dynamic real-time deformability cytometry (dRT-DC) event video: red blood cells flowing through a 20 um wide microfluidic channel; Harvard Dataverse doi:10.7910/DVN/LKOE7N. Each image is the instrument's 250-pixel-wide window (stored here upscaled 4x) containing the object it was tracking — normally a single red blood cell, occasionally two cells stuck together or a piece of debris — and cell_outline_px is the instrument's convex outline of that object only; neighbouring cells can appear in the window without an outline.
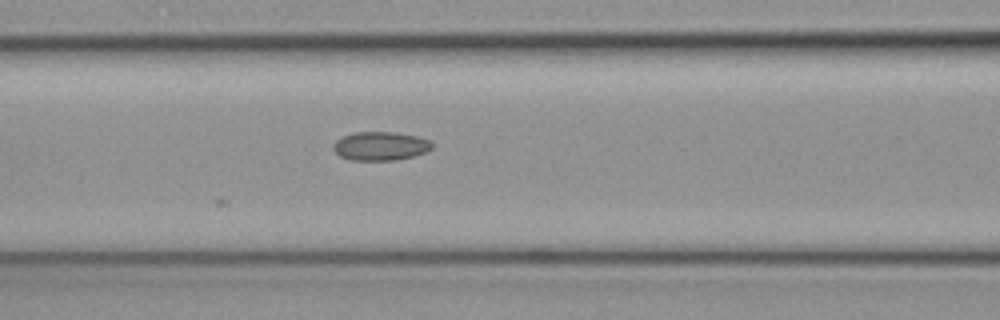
{"species": "common noctule bat (a hibernating species)", "species_latin": "Nyctalus noctula", "temperature_condition": "cold", "stored_images_in_passage": 8, "camera_frame_rate_fps": 3000, "um_per_image_px": 0.085, "animal": {"sex": "female", "body_mass_g": 19.3, "forearm_length_mm": 54.1}, "frame": {"image": 1, "passage_image": 8, "time_ms": 2.333, "image_size_px": [1000, 320], "cell_outline_px": [[432, 148], [424, 152], [412, 156], [396, 160], [352, 160], [340, 156], [332, 148], [332, 144], [336, 140], [344, 136], [356, 132], [392, 132], [416, 136], [432, 140]], "centroid_in_image_um": [32.33, 12.41], "position_along_channel_um": 134.3, "area_um2": 16.42}}